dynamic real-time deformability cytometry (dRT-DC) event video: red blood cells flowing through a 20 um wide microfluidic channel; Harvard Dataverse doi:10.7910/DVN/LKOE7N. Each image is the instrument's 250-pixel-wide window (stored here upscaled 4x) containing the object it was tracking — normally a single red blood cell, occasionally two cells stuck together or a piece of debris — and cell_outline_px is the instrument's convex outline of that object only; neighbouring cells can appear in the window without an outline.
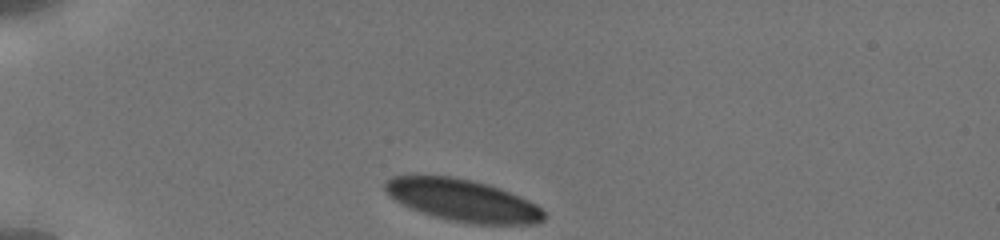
{"species": "human", "species_latin": "Homo sapiens", "temperature_condition": "cold", "stored_images_in_passage": 54, "camera_frame_rate_fps": 3000, "um_per_image_px": 0.085, "donor": {"sex": "male"}, "frame": {"image": 1, "passage_image": 1, "time_ms": 0.0, "image_size_px": [1000, 240], "cell_outline_px": [[548, 216], [544, 220], [536, 224], [472, 224], [452, 220], [436, 216], [412, 208], [388, 196], [384, 188], [384, 180], [392, 176], [448, 176], [472, 180], [488, 184], [500, 188], [520, 196], [544, 208]], "centroid_in_image_um": [39.4, 17.03], "position_along_channel_um": 45.6, "area_um2": 38.9}}
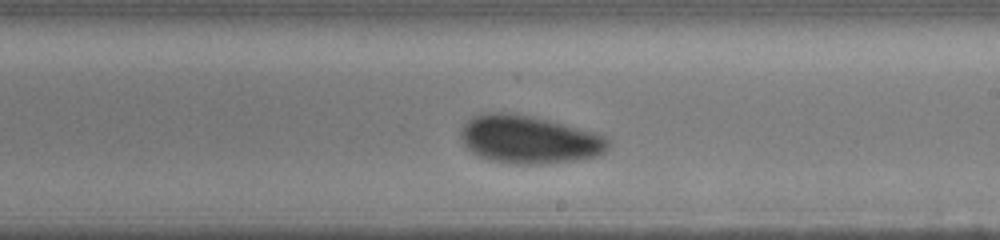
{"frame": {"image": 2, "passage_image": 27, "time_ms": 6.333, "image_size_px": [1000, 240], "cell_outline_px": [[612, 144], [600, 156], [576, 160], [544, 164], [516, 164], [488, 160], [472, 152], [464, 144], [460, 136], [460, 128], [472, 116], [488, 112], [508, 112], [532, 116], [596, 132], [604, 136]], "centroid_in_image_um": [44.98, 11.86], "position_along_channel_um": 244.0, "area_um2": 41.56}}
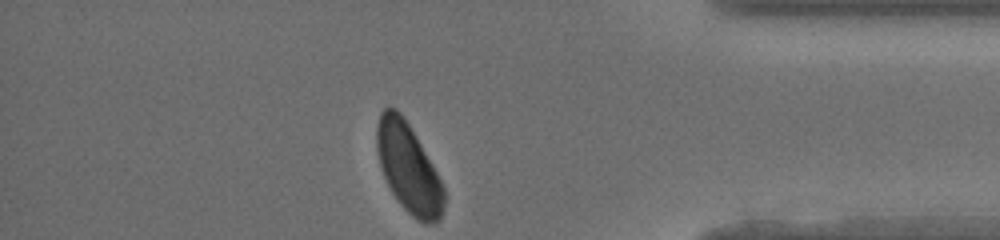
{"frame": {"image": 3, "passage_image": 53, "time_ms": 11.0, "image_size_px": [1000, 240], "cell_outline_px": [[444, 208], [440, 220], [432, 224], [424, 224], [416, 220], [400, 204], [392, 192], [384, 176], [380, 164], [376, 148], [376, 124], [380, 112], [384, 108], [396, 108], [404, 116], [432, 164], [444, 188]], "centroid_in_image_um": [34.71, 14.29], "position_along_channel_um": 400.5, "area_um2": 34.8}, "authors_computed_cell_mechanics": {"area_um2": 40.2288, "velocity_mm_per_s": 3.7917, "shape_relaxation_time_tau1_ms": 2.3373, "shape_relaxation_time_tau2_ms": null, "deformation_change_tau1": 0.0592, "deformation_change_tau2": null}}